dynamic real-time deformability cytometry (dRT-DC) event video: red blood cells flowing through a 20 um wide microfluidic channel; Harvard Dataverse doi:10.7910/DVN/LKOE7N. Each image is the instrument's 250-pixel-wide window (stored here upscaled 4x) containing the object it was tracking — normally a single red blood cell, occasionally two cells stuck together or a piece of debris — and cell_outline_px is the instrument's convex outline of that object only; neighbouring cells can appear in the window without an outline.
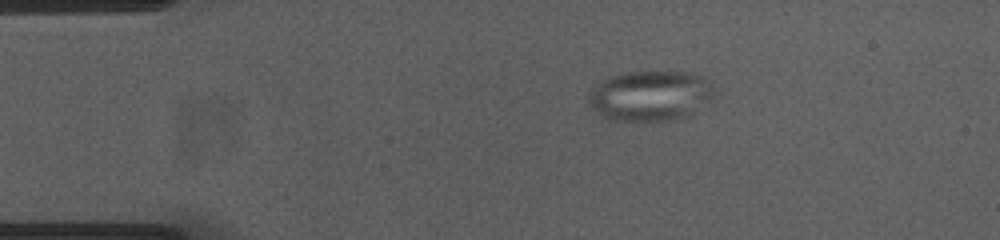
{"species": "common noctule bat (a hibernating species)", "species_latin": "Nyctalus noctula", "temperature_condition": "cold", "stored_images_in_passage": 45, "camera_frame_rate_fps": 3000, "um_per_image_px": 0.085, "animal": {"sex": "female", "body_mass_g": 23.0, "forearm_length_mm": 53.4}, "frame": {"image": 1, "passage_image": 1, "time_ms": 0.0, "image_size_px": [1000, 240], "cell_outline_px": [[708, 96], [676, 116], [660, 120], [624, 120], [608, 116], [600, 112], [592, 104], [592, 92], [604, 80], [616, 76], [632, 72], [680, 72], [700, 76], [704, 80], [708, 92]], "centroid_in_image_um": [55.14, 8.09], "position_along_channel_um": 29.9, "area_um2": 32.66}}
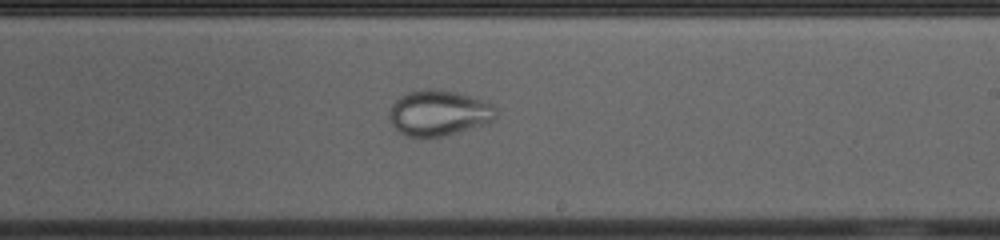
{"frame": {"image": 2, "passage_image": 23, "time_ms": 7.333, "image_size_px": [1000, 240], "cell_outline_px": [[496, 116], [492, 120], [480, 124], [440, 136], [408, 136], [400, 132], [392, 124], [388, 116], [392, 104], [400, 96], [408, 92], [452, 92], [480, 100], [496, 108]], "centroid_in_image_um": [37.22, 9.63], "position_along_channel_um": 251.8, "area_um2": 26.53}}
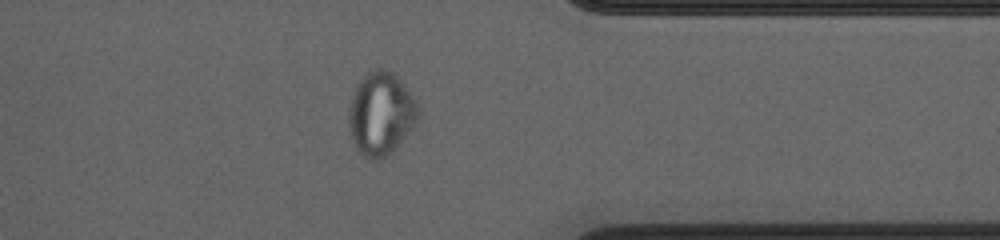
{"frame": {"image": 3, "passage_image": 34, "time_ms": 11.0, "image_size_px": [1000, 240], "cell_outline_px": [[420, 116], [412, 128], [392, 152], [380, 160], [372, 160], [364, 156], [356, 148], [348, 124], [348, 108], [352, 96], [360, 80], [368, 72], [376, 68], [384, 68], [392, 72], [400, 80], [416, 100], [420, 112]], "centroid_in_image_um": [32.38, 9.66], "position_along_channel_um": 379.0, "area_um2": 33.52}}